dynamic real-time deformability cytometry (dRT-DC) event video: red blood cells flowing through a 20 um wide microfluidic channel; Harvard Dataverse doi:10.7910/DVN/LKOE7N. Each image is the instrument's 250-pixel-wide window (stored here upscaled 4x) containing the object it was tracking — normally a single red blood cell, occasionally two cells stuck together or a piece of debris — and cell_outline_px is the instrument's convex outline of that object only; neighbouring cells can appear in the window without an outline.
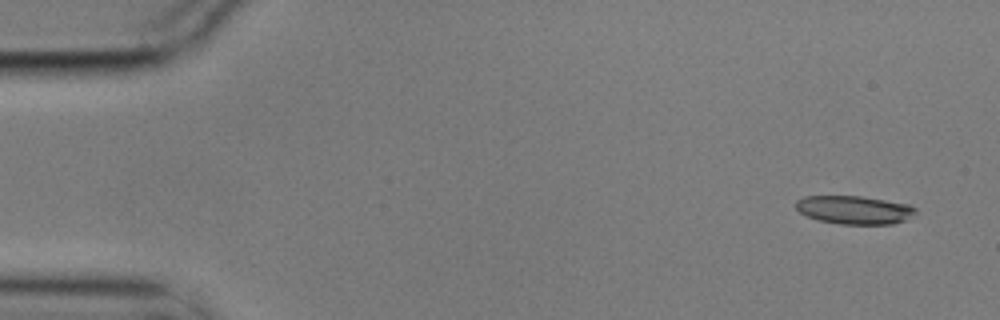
{"species": "common noctule bat (a hibernating species)", "species_latin": "Nyctalus noctula", "temperature_condition": "cold", "stored_images_in_passage": 5, "camera_frame_rate_fps": 3000, "um_per_image_px": 0.085, "animal": {"sex": "male", "body_mass_g": 17.9}, "frame": {"image": 1, "passage_image": 1, "time_ms": 0.0, "image_size_px": [1000, 320], "cell_outline_px": [[916, 212], [904, 220], [892, 224], [840, 224], [820, 220], [808, 216], [800, 212], [796, 208], [796, 200], [804, 196], [860, 196], [908, 204], [916, 208]], "centroid_in_image_um": [72.6, 17.83], "position_along_channel_um": 12.4, "area_um2": 19.54}}
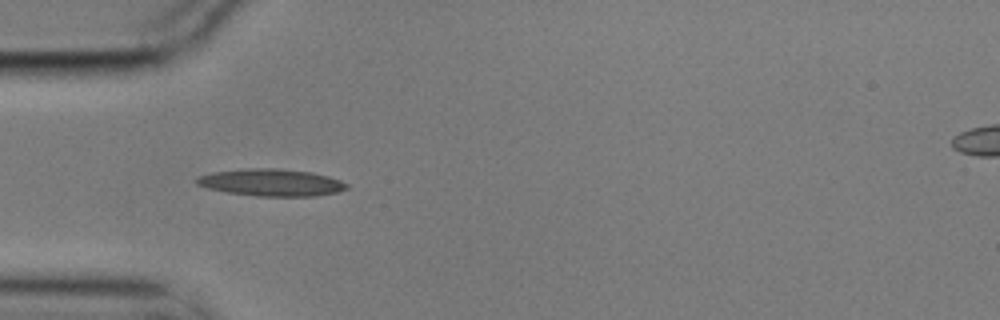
{"frame": {"image": 2, "passage_image": 4, "time_ms": 1.0, "image_size_px": [1000, 320], "cell_outline_px": [[348, 188], [336, 192], [316, 196], [256, 196], [228, 192], [208, 188], [196, 184], [196, 176], [212, 172], [248, 168], [276, 168], [312, 172], [328, 176], [340, 180], [348, 184]], "centroid_in_image_um": [23.05, 15.51], "position_along_channel_um": 61.9, "area_um2": 23.7}}
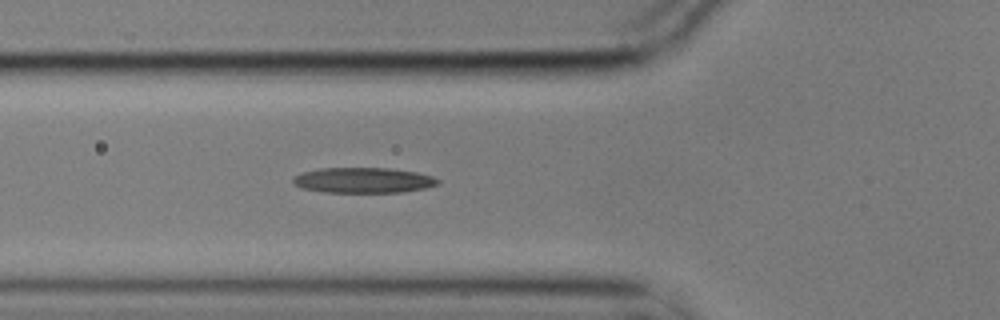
{"frame": {"image": 3, "passage_image": 5, "time_ms": 1.333, "image_size_px": [1000, 320], "cell_outline_px": [[440, 184], [424, 188], [404, 192], [324, 192], [300, 188], [292, 180], [296, 176], [304, 172], [320, 168], [388, 168], [416, 172], [432, 176], [440, 180]], "centroid_in_image_um": [30.91, 15.32], "position_along_channel_um": 94.9, "area_um2": 21.33}}